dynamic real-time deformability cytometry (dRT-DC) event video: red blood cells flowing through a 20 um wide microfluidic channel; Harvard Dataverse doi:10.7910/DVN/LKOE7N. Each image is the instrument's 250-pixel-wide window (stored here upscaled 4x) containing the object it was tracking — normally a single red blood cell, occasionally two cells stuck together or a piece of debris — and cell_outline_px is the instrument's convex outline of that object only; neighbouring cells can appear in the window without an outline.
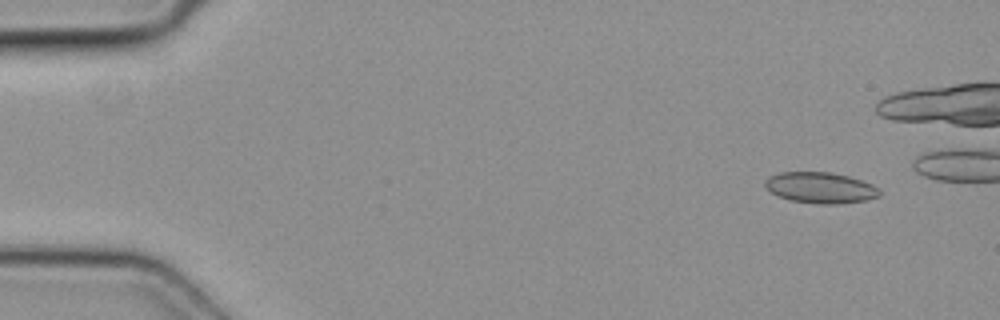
{"species": "common noctule bat (a hibernating species)", "species_latin": "Nyctalus noctula", "temperature_condition": "cold", "stored_images_in_passage": 5, "camera_frame_rate_fps": 3000, "um_per_image_px": 0.085, "animal": {"sex": "female", "body_mass_g": 19.3, "forearm_length_mm": 54.1}, "frame": {"image": 1, "passage_image": 1, "time_ms": 0.0, "image_size_px": [1000, 320], "cell_outline_px": [[880, 196], [868, 200], [840, 204], [820, 204], [792, 200], [776, 196], [764, 184], [764, 180], [768, 176], [780, 172], [832, 172], [848, 176], [872, 184], [880, 188]], "centroid_in_image_um": [69.75, 15.95], "position_along_channel_um": 15.2, "area_um2": 20.81}}